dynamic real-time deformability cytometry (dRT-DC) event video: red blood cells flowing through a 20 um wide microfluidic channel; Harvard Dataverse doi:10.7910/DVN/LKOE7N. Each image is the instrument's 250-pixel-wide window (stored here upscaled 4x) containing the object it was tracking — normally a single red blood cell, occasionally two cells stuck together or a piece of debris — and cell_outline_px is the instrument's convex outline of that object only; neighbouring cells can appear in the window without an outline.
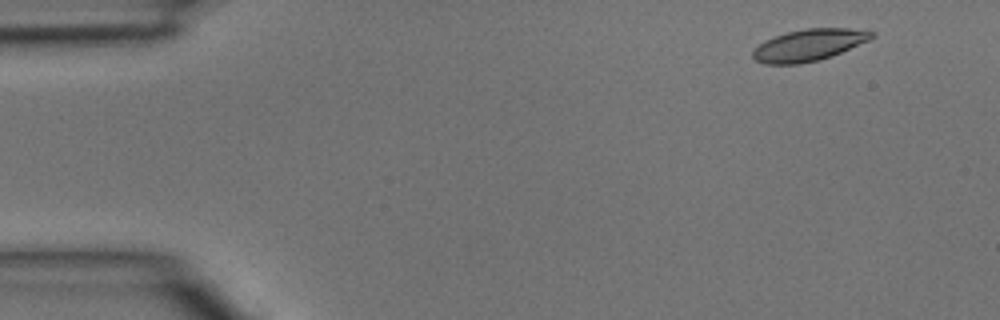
{"species": "common noctule bat (a hibernating species)", "species_latin": "Nyctalus noctula", "temperature_condition": "room temperature", "stored_images_in_passage": 3, "camera_frame_rate_fps": 3000, "um_per_image_px": 0.085, "animal": {"sex": "male", "body_mass_g": 15.6}, "frame": {"image": 1, "passage_image": 1, "time_ms": 0.0, "image_size_px": [1000, 320], "cell_outline_px": [[876, 36], [868, 40], [832, 56], [820, 60], [800, 64], [764, 64], [756, 60], [752, 56], [752, 52], [764, 40], [788, 32], [808, 28], [848, 28], [876, 32]], "centroid_in_image_um": [68.76, 3.83], "position_along_channel_um": 16.2, "area_um2": 21.85}}